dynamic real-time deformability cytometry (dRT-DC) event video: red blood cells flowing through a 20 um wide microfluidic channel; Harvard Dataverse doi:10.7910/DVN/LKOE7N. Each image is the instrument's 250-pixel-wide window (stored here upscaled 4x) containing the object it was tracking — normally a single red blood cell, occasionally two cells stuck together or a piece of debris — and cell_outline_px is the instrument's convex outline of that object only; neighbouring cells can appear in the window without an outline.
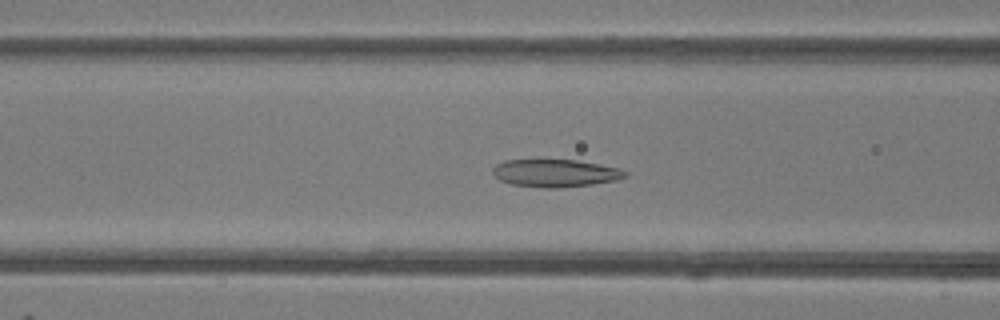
{"species": "common noctule bat (a hibernating species)", "species_latin": "Nyctalus noctula", "temperature_condition": "room temperature", "stored_images_in_passage": 50, "camera_frame_rate_fps": 3000, "um_per_image_px": 0.085, "animal": {"sex": "female"}, "frame": {"image": 1, "passage_image": 20, "time_ms": 6.333, "image_size_px": [1000, 320], "cell_outline_px": [[628, 176], [616, 180], [592, 184], [556, 188], [544, 188], [512, 184], [500, 180], [492, 172], [492, 168], [496, 164], [504, 160], [576, 160], [600, 164], [620, 168], [628, 172]], "centroid_in_image_um": [47.22, 14.71], "position_along_channel_um": 119.4, "area_um2": 21.33}}
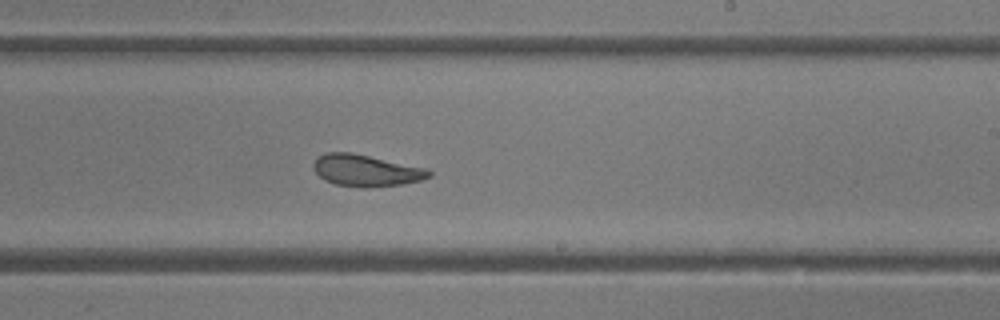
{"frame": {"image": 2, "passage_image": 30, "time_ms": 9.667, "image_size_px": [1000, 320], "cell_outline_px": [[432, 176], [420, 180], [400, 184], [368, 188], [364, 188], [336, 184], [324, 180], [312, 168], [312, 164], [316, 156], [324, 152], [352, 152], [428, 168], [432, 172]], "centroid_in_image_um": [31.09, 14.47], "position_along_channel_um": 257.9, "area_um2": 21.62}}
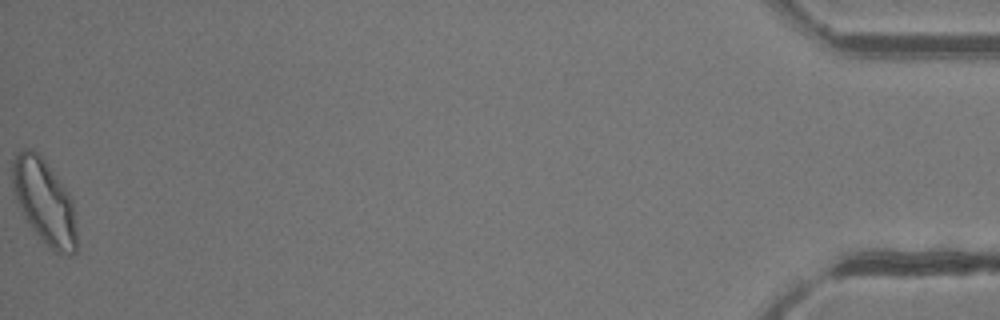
{"frame": {"image": 3, "passage_image": 50, "time_ms": 16.333, "image_size_px": [1000, 320], "cell_outline_px": [[76, 252], [72, 256], [68, 256], [52, 252], [32, 228], [24, 216], [12, 192], [12, 152], [24, 148], [32, 148], [44, 160], [68, 192], [72, 200], [76, 232]], "centroid_in_image_um": [3.74, 17.14], "position_along_channel_um": 431.5, "area_um2": 31.96}, "authors_computed_cell_mechanics": {"area_um2": 23.8714, "velocity_mm_per_s": 4.1581, "shape_relaxation_time_tau1_ms": 8.3936, "shape_relaxation_time_tau2_ms": 1.7028, "deformation_change_tau1": 0.1916, "deformation_change_tau2": 0.0854}}